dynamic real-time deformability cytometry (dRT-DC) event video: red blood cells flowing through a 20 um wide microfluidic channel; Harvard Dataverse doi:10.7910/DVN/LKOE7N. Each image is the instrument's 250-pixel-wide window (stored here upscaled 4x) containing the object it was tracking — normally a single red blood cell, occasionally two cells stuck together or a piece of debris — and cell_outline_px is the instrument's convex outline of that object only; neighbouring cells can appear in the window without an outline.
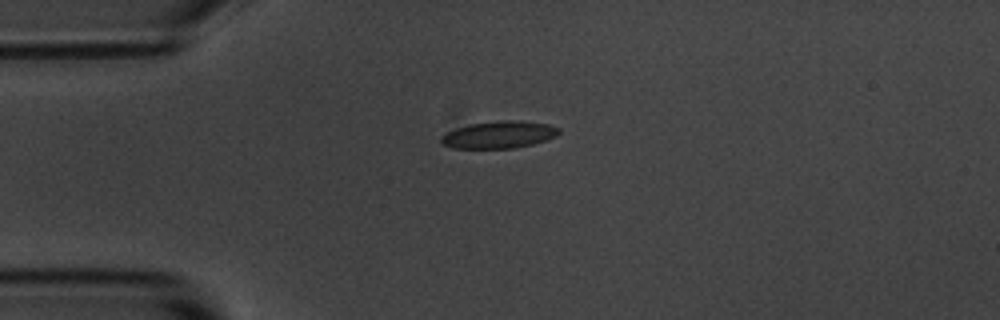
{"species": "common noctule bat (a hibernating species)", "species_latin": "Nyctalus noctula", "temperature_condition": "room temperature", "stored_images_in_passage": 43, "camera_frame_rate_fps": 3000, "um_per_image_px": 0.085, "animal": {"sex": "male", "body_mass_g": 20.1, "forearm_length_mm": 53.5}, "frame": {"image": 1, "passage_image": 1, "time_ms": 0.0, "image_size_px": [1000, 320], "cell_outline_px": [[560, 132], [556, 136], [532, 144], [512, 148], [452, 148], [444, 144], [440, 140], [440, 136], [444, 132], [468, 124], [500, 120], [516, 120], [548, 124], [560, 128]], "centroid_in_image_um": [42.38, 11.44], "position_along_channel_um": 42.6, "area_um2": 18.67}}
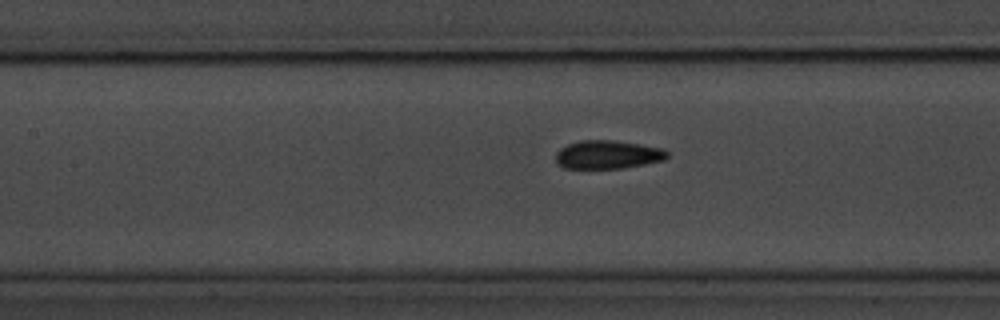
{"frame": {"image": 2, "passage_image": 12, "time_ms": 3.667, "image_size_px": [1000, 320], "cell_outline_px": [[668, 156], [664, 160], [624, 168], [564, 168], [556, 164], [556, 152], [560, 148], [568, 144], [580, 140], [612, 140], [640, 144], [664, 148], [668, 152]], "centroid_in_image_um": [51.65, 13.14], "position_along_channel_um": 155.8, "area_um2": 18.55}}
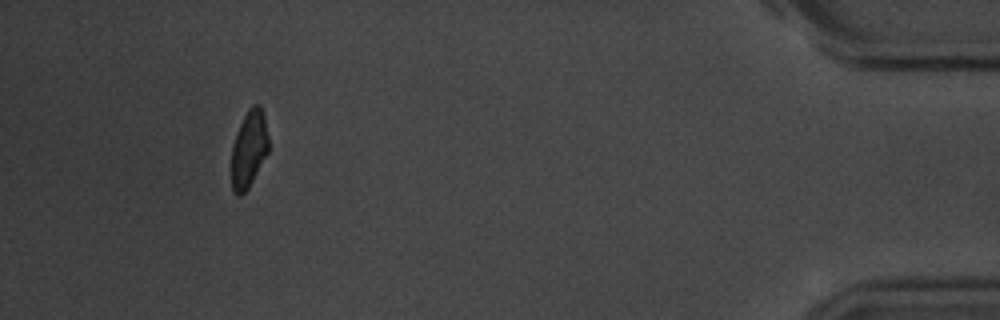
{"frame": {"image": 3, "passage_image": 39, "time_ms": 12.667, "image_size_px": [1000, 320], "cell_outline_px": [[268, 152], [248, 188], [240, 196], [236, 196], [232, 192], [232, 144], [236, 132], [248, 108], [252, 104], [260, 104], [264, 112], [268, 136]], "centroid_in_image_um": [21.16, 12.64], "position_along_channel_um": 414.0, "area_um2": 16.76}, "authors_computed_cell_mechanics": {"area_um2": 18.1492, "velocity_mm_per_s": 3.6041, "shape_relaxation_time_tau1_ms": 3.4353, "shape_relaxation_time_tau2_ms": 2.2083, "deformation_change_tau1": 0.1058, "deformation_change_tau2": 0.0693}}